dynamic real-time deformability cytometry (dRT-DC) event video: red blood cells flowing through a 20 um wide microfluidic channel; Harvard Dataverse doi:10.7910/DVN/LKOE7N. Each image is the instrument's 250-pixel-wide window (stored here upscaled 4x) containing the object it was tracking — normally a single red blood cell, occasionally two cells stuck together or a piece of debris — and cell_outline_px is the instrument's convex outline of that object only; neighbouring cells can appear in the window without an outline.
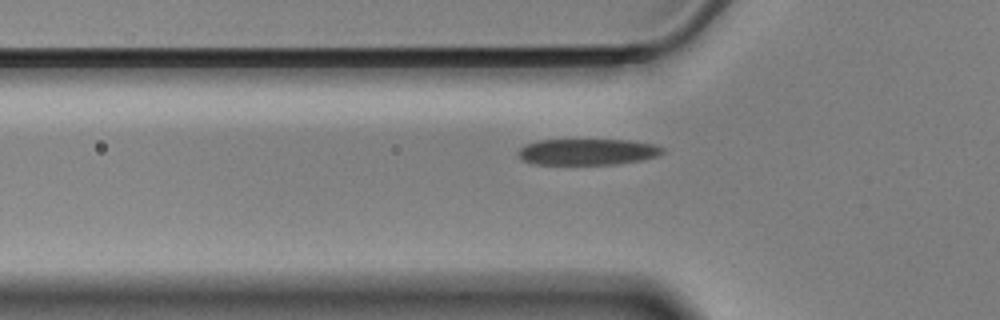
{"species": "Egyptian fruit bat (a non-hibernating species)", "species_latin": "Rousettus aegyptiacus", "temperature_condition": "cold", "stored_images_in_passage": 43, "camera_frame_rate_fps": 3000, "um_per_image_px": 0.085, "animal": {"sex": "male"}, "frame": {"image": 1, "passage_image": 9, "time_ms": 2.667, "image_size_px": [1000, 320], "cell_outline_px": [[664, 152], [656, 156], [644, 160], [616, 164], [532, 164], [520, 160], [516, 156], [516, 152], [524, 144], [536, 140], [628, 140], [656, 144], [664, 148]], "centroid_in_image_um": [49.88, 12.91], "position_along_channel_um": 75.9, "area_um2": 22.43}}
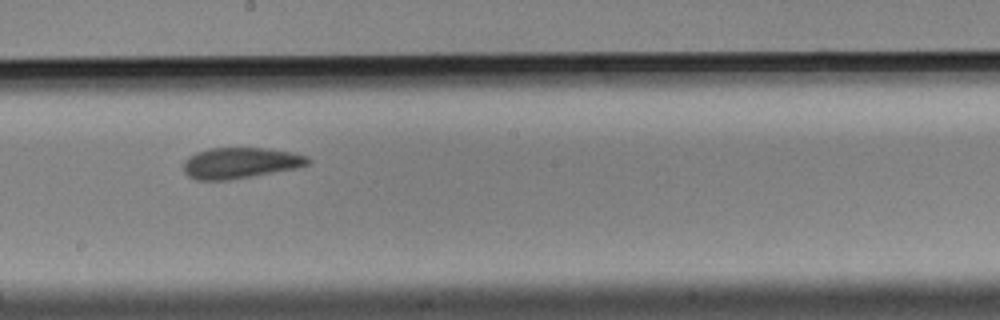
{"frame": {"image": 2, "passage_image": 22, "time_ms": 7.0, "image_size_px": [1000, 320], "cell_outline_px": [[312, 160], [308, 164], [296, 168], [252, 176], [228, 180], [196, 180], [188, 176], [184, 172], [184, 160], [188, 156], [196, 152], [208, 148], [268, 148], [292, 152], [308, 156]], "centroid_in_image_um": [20.42, 13.84], "position_along_channel_um": 227.8, "area_um2": 22.54}}
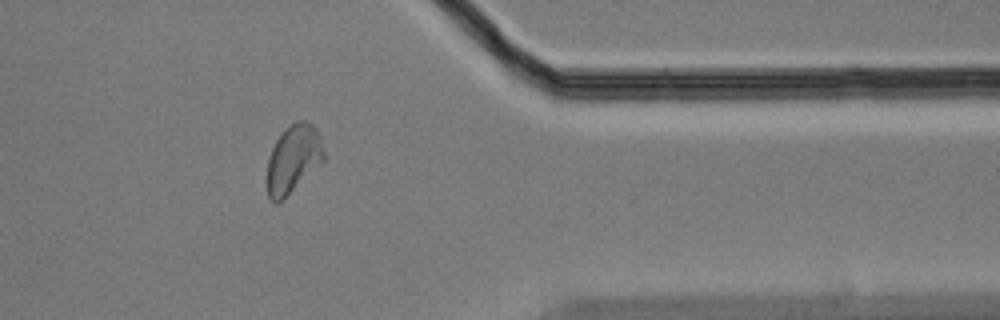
{"frame": {"image": 3, "passage_image": 37, "time_ms": 12.0, "image_size_px": [1000, 320], "cell_outline_px": [[324, 160], [276, 204], [268, 196], [264, 180], [268, 160], [272, 148], [276, 140], [284, 128], [296, 120], [308, 120], [316, 128], [324, 152]], "centroid_in_image_um": [24.87, 13.48], "position_along_channel_um": 386.5, "area_um2": 22.43}, "authors_computed_cell_mechanics": {"area_um2": 22.8888, "velocity_mm_per_s": 3.4847, "shape_relaxation_time_tau1_ms": 4.2321, "shape_relaxation_time_tau2_ms": 2.4871, "deformation_change_tau1": 0.1403, "deformation_change_tau2": 0.0931}}